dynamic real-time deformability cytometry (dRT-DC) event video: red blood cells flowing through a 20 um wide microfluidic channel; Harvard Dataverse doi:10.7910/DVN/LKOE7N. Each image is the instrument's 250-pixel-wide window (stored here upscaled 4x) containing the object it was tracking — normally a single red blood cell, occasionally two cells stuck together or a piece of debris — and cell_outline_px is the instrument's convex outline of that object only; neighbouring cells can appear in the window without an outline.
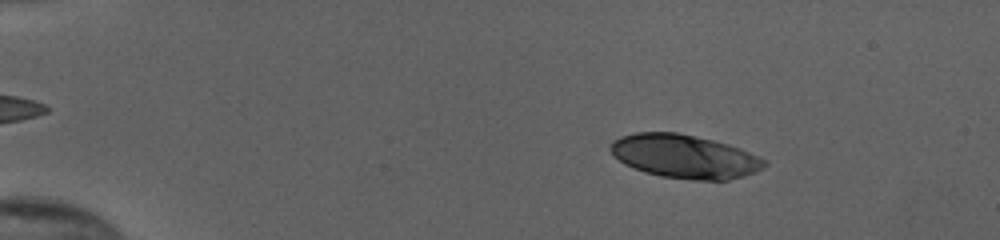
{"species": "human", "species_latin": "Homo sapiens", "temperature_condition": "cold", "stored_images_in_passage": 18, "camera_frame_rate_fps": 3000, "um_per_image_px": 0.085, "donor": {"sex": "female"}, "frame": {"image": 1, "passage_image": 9, "time_ms": 2.667, "image_size_px": [1000, 240], "cell_outline_px": [[768, 164], [764, 168], [756, 172], [728, 180], [696, 180], [660, 176], [644, 172], [624, 164], [608, 148], [608, 144], [612, 140], [620, 136], [636, 132], [676, 132], [696, 136], [728, 144], [768, 160]], "centroid_in_image_um": [58.18, 13.29], "position_along_channel_um": 26.8, "area_um2": 39.19}}